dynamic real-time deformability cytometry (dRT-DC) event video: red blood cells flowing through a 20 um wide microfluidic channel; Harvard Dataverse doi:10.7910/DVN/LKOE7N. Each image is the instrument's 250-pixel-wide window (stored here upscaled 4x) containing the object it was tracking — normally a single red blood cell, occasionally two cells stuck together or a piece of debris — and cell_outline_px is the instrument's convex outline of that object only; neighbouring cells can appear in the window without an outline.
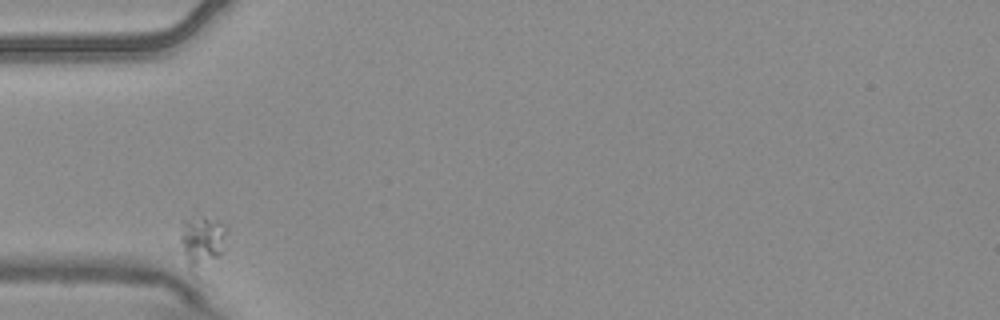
{"species": "common noctule bat (a hibernating species)", "species_latin": "Nyctalus noctula", "temperature_condition": "warm", "stored_images_in_passage": 2, "camera_frame_rate_fps": 3000, "um_per_image_px": 0.085, "animal": {"sex": "male", "body_mass_g": 20.4}, "frame": {"image": 1, "passage_image": 1, "time_ms": 0.0, "image_size_px": [1000, 320], "cell_outline_px": [[224, 252], [220, 256], [196, 276], [192, 276], [188, 268], [180, 240], [180, 236], [184, 220], [200, 212], [220, 220], [224, 228]], "centroid_in_image_um": [17.15, 20.54], "position_along_channel_um": 67.8, "area_um2": 14.74}}